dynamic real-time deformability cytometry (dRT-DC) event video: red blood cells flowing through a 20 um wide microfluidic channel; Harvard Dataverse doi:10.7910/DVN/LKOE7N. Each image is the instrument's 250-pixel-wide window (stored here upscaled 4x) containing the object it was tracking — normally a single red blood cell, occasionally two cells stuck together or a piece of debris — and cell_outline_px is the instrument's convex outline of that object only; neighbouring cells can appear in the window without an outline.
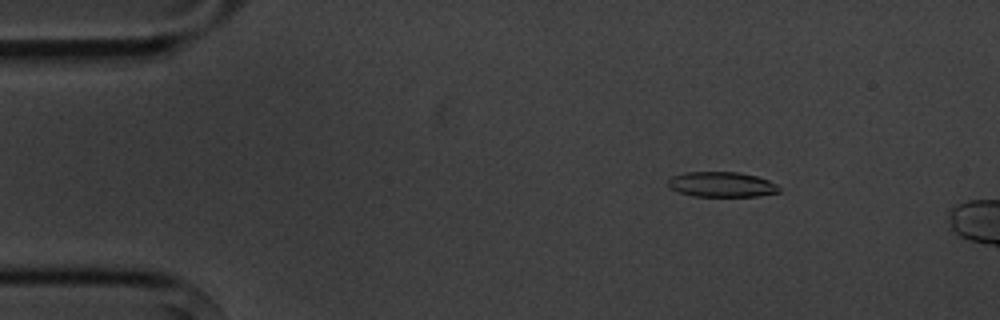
{"species": "common noctule bat (a hibernating species)", "species_latin": "Nyctalus noctula", "temperature_condition": "cold", "stored_images_in_passage": 4, "camera_frame_rate_fps": 3000, "um_per_image_px": 0.085, "animal": {"sex": "male", "body_mass_g": 20.1, "forearm_length_mm": 53.5}, "frame": {"image": 1, "passage_image": 2, "time_ms": 1.333, "image_size_px": [1000, 320], "cell_outline_px": [[780, 192], [756, 196], [692, 196], [668, 188], [668, 180], [672, 176], [688, 172], [740, 172], [756, 176], [768, 180], [776, 184], [780, 188]], "centroid_in_image_um": [61.33, 15.68], "position_along_channel_um": 23.7, "area_um2": 16.24}}